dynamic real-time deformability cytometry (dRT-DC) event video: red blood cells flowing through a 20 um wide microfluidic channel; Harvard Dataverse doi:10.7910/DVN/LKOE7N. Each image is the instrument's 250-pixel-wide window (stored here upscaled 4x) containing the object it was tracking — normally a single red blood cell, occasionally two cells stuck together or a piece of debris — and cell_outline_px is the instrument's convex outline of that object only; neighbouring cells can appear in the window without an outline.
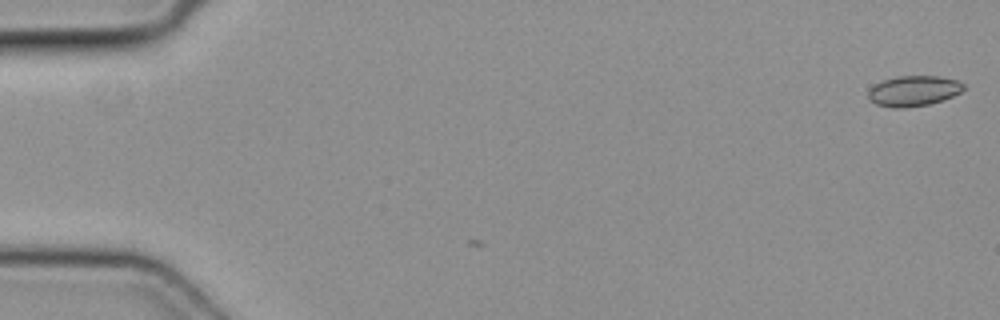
{"species": "common noctule bat (a hibernating species)", "species_latin": "Nyctalus noctula", "temperature_condition": "cold", "stored_images_in_passage": 4, "camera_frame_rate_fps": 3000, "um_per_image_px": 0.085, "animal": {"sex": "female", "body_mass_g": 19.3, "forearm_length_mm": 54.1}, "frame": {"image": 1, "passage_image": 1, "time_ms": 0.0, "image_size_px": [1000, 320], "cell_outline_px": [[964, 88], [960, 92], [952, 96], [928, 104], [904, 108], [892, 108], [876, 104], [868, 100], [868, 92], [876, 84], [884, 80], [896, 76], [940, 76], [960, 80], [964, 84]], "centroid_in_image_um": [77.65, 7.72], "position_along_channel_um": 7.3, "area_um2": 16.88}}